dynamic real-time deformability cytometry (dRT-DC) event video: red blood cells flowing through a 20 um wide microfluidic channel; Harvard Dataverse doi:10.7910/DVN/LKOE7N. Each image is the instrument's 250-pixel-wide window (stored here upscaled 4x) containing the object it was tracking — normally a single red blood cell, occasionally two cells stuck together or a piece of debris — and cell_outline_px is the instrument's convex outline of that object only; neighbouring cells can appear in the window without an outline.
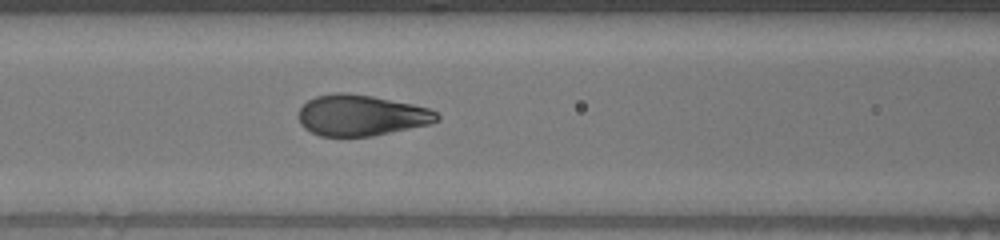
{"species": "human", "species_latin": "Homo sapiens", "temperature_condition": "warm", "stored_images_in_passage": 39, "segment_of_instrument_passage": [2, 2], "camera_frame_rate_fps": 3000, "um_per_image_px": 0.085, "donor": {"sex": "male"}, "frame": {"image": 1, "passage_image": 12, "time_ms": 3.667, "image_size_px": [1000, 240], "cell_outline_px": [[440, 120], [432, 124], [372, 136], [320, 136], [304, 128], [300, 124], [300, 108], [308, 100], [316, 96], [336, 92], [344, 92], [372, 96], [412, 104], [428, 108], [436, 112], [440, 116]], "centroid_in_image_um": [30.73, 9.8], "position_along_channel_um": 135.9, "area_um2": 33.0}}
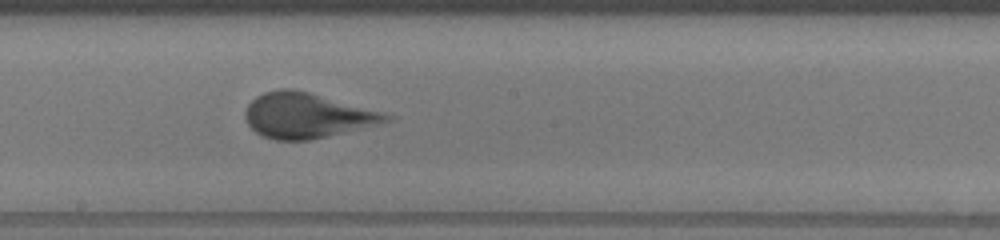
{"frame": {"image": 2, "passage_image": 19, "time_ms": 6.0, "image_size_px": [1000, 240], "cell_outline_px": [[396, 120], [328, 136], [308, 140], [276, 140], [264, 136], [256, 132], [248, 124], [244, 116], [244, 112], [248, 104], [256, 96], [264, 92], [280, 88], [292, 88], [308, 92], [384, 112], [396, 116]], "centroid_in_image_um": [26.12, 9.81], "position_along_channel_um": 222.1, "area_um2": 37.11}}
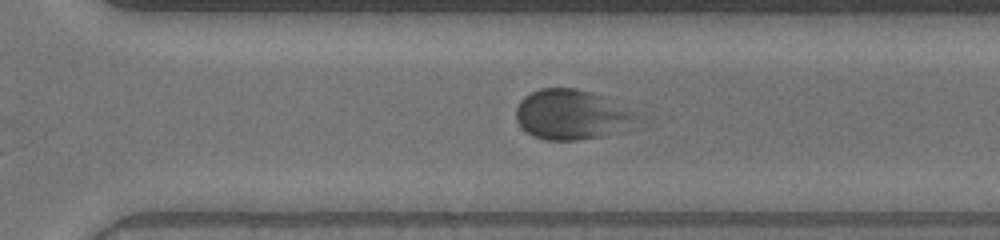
{"frame": {"image": 3, "passage_image": 27, "time_ms": 8.667, "image_size_px": [1000, 240], "cell_outline_px": [[656, 116], [644, 128], [632, 132], [576, 140], [544, 140], [532, 136], [516, 120], [516, 108], [520, 100], [524, 96], [540, 88], [572, 88], [588, 92], [652, 112]], "centroid_in_image_um": [49.06, 9.79], "position_along_channel_um": 321.5, "area_um2": 38.32}}